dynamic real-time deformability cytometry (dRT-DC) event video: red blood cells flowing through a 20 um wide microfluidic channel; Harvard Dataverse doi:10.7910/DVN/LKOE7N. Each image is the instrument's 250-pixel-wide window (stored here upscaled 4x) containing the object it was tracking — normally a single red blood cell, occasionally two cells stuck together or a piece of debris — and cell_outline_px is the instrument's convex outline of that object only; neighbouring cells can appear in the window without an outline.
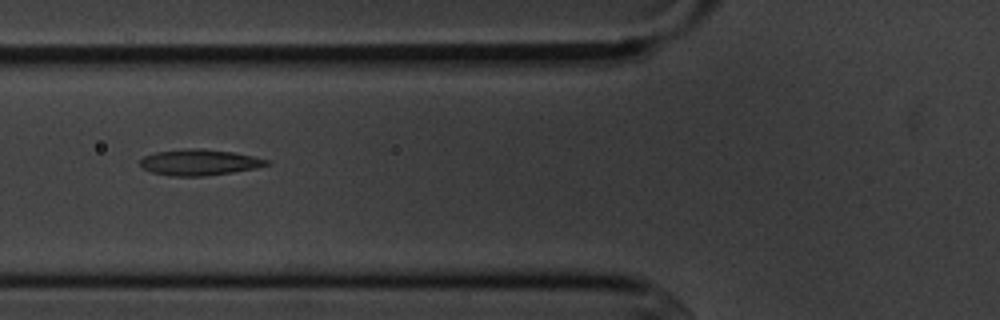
{"species": "common noctule bat (a hibernating species)", "species_latin": "Nyctalus noctula", "temperature_condition": "cold", "stored_images_in_passage": 2, "camera_frame_rate_fps": 3000, "um_per_image_px": 0.085, "animal": {"sex": "male", "body_mass_g": 20.1, "forearm_length_mm": 53.5}, "frame": {"image": 1, "passage_image": 2, "time_ms": 1.333, "image_size_px": [1000, 320], "cell_outline_px": [[272, 164], [256, 168], [232, 172], [204, 176], [172, 176], [152, 172], [144, 168], [140, 164], [140, 160], [144, 156], [156, 152], [184, 148], [204, 148], [232, 152], [272, 160]], "centroid_in_image_um": [16.98, 13.79], "position_along_channel_um": 108.8, "area_um2": 19.25}}